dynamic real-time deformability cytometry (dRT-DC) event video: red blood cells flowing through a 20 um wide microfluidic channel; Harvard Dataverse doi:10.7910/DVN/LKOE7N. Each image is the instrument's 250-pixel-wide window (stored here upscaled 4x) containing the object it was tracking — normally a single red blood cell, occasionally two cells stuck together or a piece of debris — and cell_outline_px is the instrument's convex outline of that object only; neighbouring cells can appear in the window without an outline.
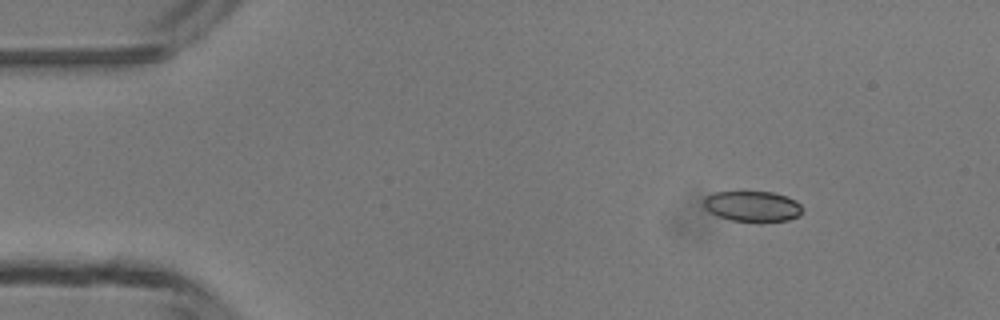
{"species": "common noctule bat (a hibernating species)", "species_latin": "Nyctalus noctula", "temperature_condition": "room temperature", "stored_images_in_passage": 3, "camera_frame_rate_fps": 3000, "um_per_image_px": 0.085, "animal": {"sex": "male", "body_mass_g": 13.3}, "frame": {"image": 1, "passage_image": 1, "time_ms": 0.0, "image_size_px": [1000, 320], "cell_outline_px": [[804, 208], [800, 216], [788, 220], [760, 224], [732, 220], [720, 216], [704, 208], [704, 200], [708, 196], [716, 192], [772, 192], [788, 196], [796, 200]], "centroid_in_image_um": [64.06, 17.57], "position_along_channel_um": 20.9, "area_um2": 17.98}}